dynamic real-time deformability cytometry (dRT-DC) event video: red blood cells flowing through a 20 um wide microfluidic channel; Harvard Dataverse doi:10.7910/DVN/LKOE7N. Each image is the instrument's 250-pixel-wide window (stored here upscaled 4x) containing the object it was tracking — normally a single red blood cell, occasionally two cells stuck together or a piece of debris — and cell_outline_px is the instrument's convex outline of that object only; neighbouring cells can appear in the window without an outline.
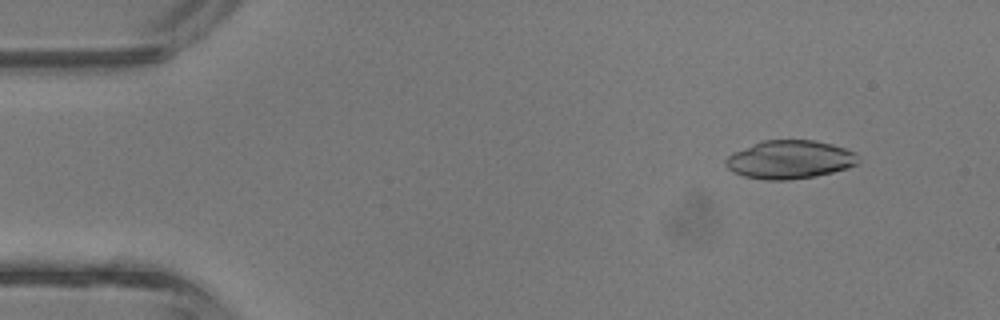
{"species": "common noctule bat (a hibernating species)", "species_latin": "Nyctalus noctula", "temperature_condition": "room temperature", "stored_images_in_passage": 43, "camera_frame_rate_fps": 3000, "um_per_image_px": 0.085, "animal": {"sex": "male", "body_mass_g": 13.3}, "frame": {"image": 1, "passage_image": 5, "time_ms": 1.333, "image_size_px": [1000, 320], "cell_outline_px": [[860, 160], [856, 164], [848, 168], [816, 176], [788, 180], [768, 180], [744, 176], [732, 172], [724, 164], [724, 160], [728, 156], [736, 152], [764, 140], [816, 140], [832, 144], [844, 148], [852, 152]], "centroid_in_image_um": [67.13, 13.57], "position_along_channel_um": 17.9, "area_um2": 29.36}}
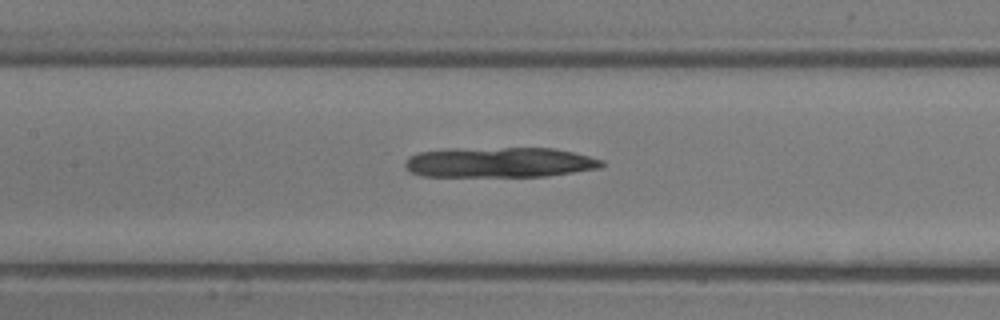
{"frame": {"image": 2, "passage_image": 20, "time_ms": 6.333, "image_size_px": [1000, 320], "cell_outline_px": [[604, 164], [600, 168], [548, 176], [424, 176], [412, 172], [404, 164], [404, 160], [408, 156], [420, 152], [448, 148], [552, 148], [572, 152], [604, 160]], "centroid_in_image_um": [42.45, 13.79], "position_along_channel_um": 164.9, "area_um2": 34.68}}
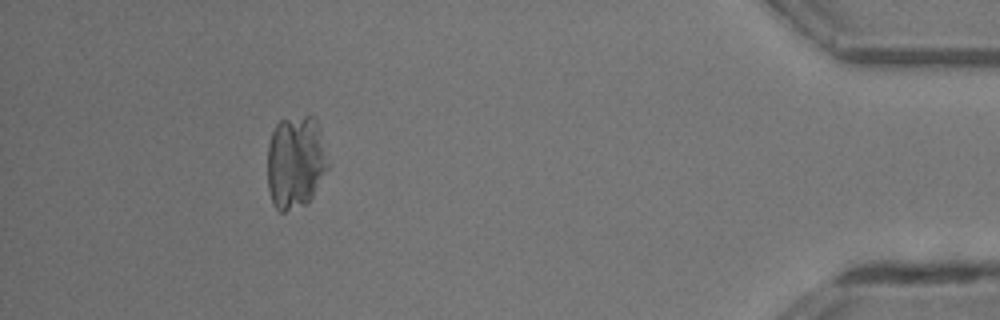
{"frame": {"image": 3, "passage_image": 39, "time_ms": 12.667, "image_size_px": [1000, 320], "cell_outline_px": [[328, 168], [312, 196], [304, 204], [284, 212], [280, 212], [272, 204], [268, 188], [268, 144], [272, 132], [276, 124], [280, 120], [304, 116], [316, 116], [320, 128], [328, 164]], "centroid_in_image_um": [25.11, 13.76], "position_along_channel_um": 410.1, "area_um2": 32.77}}